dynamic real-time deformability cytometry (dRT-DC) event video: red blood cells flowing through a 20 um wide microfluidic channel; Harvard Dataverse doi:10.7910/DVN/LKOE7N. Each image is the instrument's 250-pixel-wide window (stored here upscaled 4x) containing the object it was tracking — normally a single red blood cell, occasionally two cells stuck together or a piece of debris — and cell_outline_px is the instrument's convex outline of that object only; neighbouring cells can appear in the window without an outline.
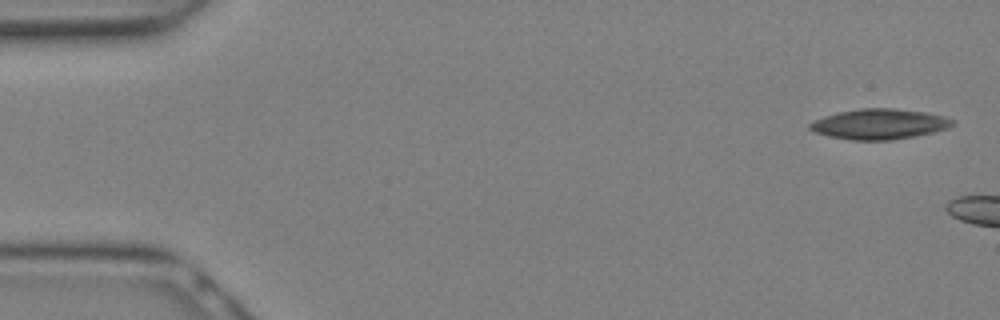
{"species": "Egyptian fruit bat (a non-hibernating species)", "species_latin": "Rousettus aegyptiacus", "temperature_condition": "warm", "stored_images_in_passage": 4, "camera_frame_rate_fps": 3000, "um_per_image_px": 0.085, "animal": {"sex": "female"}, "frame": {"image": 1, "passage_image": 1, "time_ms": 0.0, "image_size_px": [1000, 320], "cell_outline_px": [[956, 124], [948, 128], [916, 136], [892, 140], [852, 140], [828, 136], [816, 132], [808, 128], [808, 124], [824, 116], [836, 112], [860, 108], [896, 108], [924, 112], [944, 116], [956, 120]], "centroid_in_image_um": [74.77, 10.54], "position_along_channel_um": 10.2, "area_um2": 25.37}}